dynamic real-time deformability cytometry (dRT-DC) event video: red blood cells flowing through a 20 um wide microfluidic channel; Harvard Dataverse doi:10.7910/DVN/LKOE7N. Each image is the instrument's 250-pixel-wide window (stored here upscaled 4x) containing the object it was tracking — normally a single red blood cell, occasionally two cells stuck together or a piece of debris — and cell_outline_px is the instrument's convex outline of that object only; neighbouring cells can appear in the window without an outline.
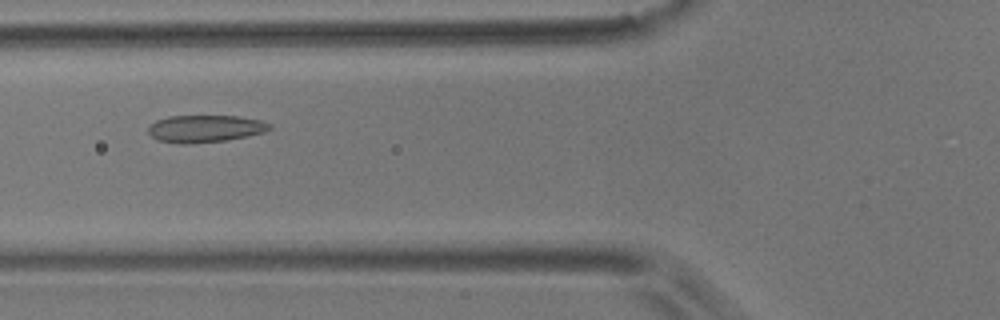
{"species": "common noctule bat (a hibernating species)", "species_latin": "Nyctalus noctula", "temperature_condition": "room temperature", "stored_images_in_passage": 6, "camera_frame_rate_fps": 3000, "um_per_image_px": 0.085, "animal": {"sex": "male", "body_mass_g": 17.9}, "frame": {"image": 1, "passage_image": 3, "time_ms": 2.333, "image_size_px": [1000, 320], "cell_outline_px": [[272, 128], [264, 132], [248, 136], [224, 140], [188, 144], [180, 144], [156, 140], [148, 132], [148, 128], [156, 120], [168, 116], [240, 116], [260, 120], [272, 124]], "centroid_in_image_um": [17.44, 10.93], "position_along_channel_um": 108.4, "area_um2": 19.31}}
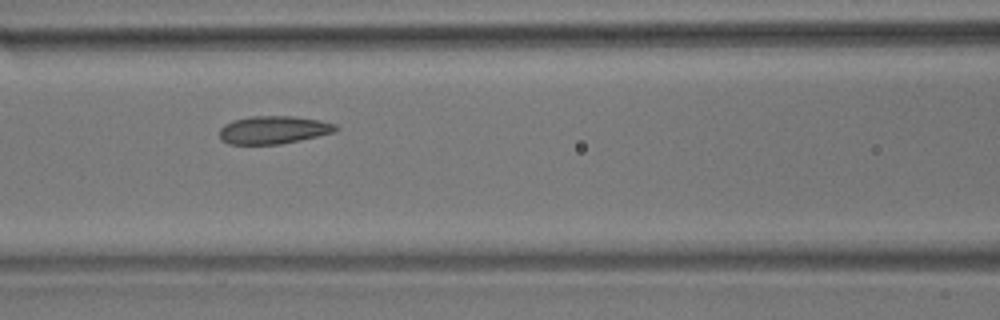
{"frame": {"image": 2, "passage_image": 4, "time_ms": 3.333, "image_size_px": [1000, 320], "cell_outline_px": [[340, 128], [336, 132], [300, 140], [280, 144], [228, 144], [220, 140], [220, 128], [224, 124], [232, 120], [252, 116], [296, 116], [320, 120], [336, 124]], "centroid_in_image_um": [23.26, 11.03], "position_along_channel_um": 143.3, "area_um2": 19.13}}
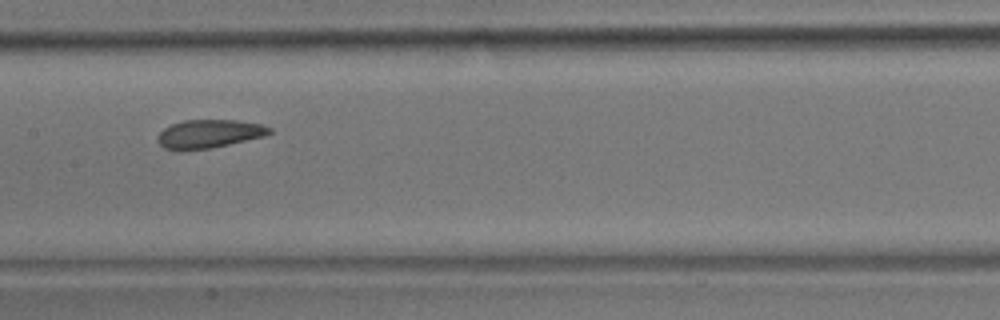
{"frame": {"image": 3, "passage_image": 5, "time_ms": 4.667, "image_size_px": [1000, 320], "cell_outline_px": [[272, 132], [264, 136], [212, 148], [180, 152], [164, 148], [156, 140], [160, 132], [164, 128], [172, 124], [184, 120], [236, 120], [260, 124], [272, 128]], "centroid_in_image_um": [17.73, 11.4], "position_along_channel_um": 189.7, "area_um2": 18.73}}